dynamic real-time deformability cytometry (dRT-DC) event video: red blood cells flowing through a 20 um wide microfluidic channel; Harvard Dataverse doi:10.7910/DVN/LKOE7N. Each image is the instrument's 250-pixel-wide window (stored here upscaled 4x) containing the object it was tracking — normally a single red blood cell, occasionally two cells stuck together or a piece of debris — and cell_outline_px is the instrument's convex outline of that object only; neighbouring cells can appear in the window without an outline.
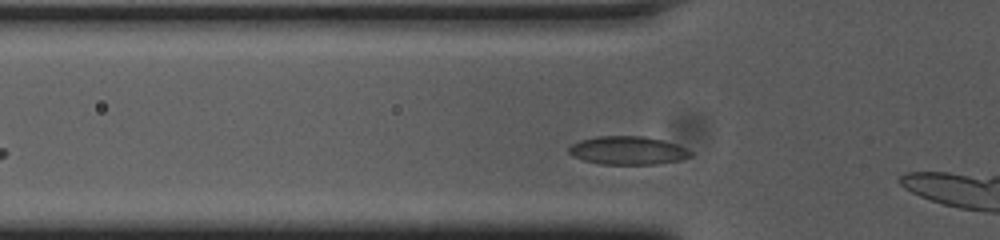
{"species": "common noctule bat (a hibernating species)", "species_latin": "Nyctalus noctula", "temperature_condition": "cold", "stored_images_in_passage": 9, "camera_frame_rate_fps": 3000, "um_per_image_px": 0.085, "animal": {"sex": "female", "body_mass_g": 23.0, "forearm_length_mm": 53.4}, "frame": {"image": 1, "passage_image": 3, "time_ms": 0.667, "image_size_px": [1000, 240], "cell_outline_px": [[692, 156], [680, 160], [656, 164], [600, 164], [584, 160], [572, 156], [568, 152], [568, 148], [572, 144], [580, 140], [596, 136], [644, 136], [664, 140], [676, 144], [692, 152]], "centroid_in_image_um": [53.35, 12.78], "position_along_channel_um": 72.5, "area_um2": 20.11}}
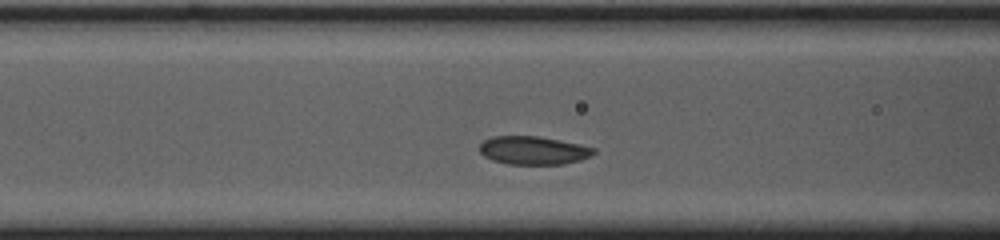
{"frame": {"image": 2, "passage_image": 7, "time_ms": 2.0, "image_size_px": [1000, 240], "cell_outline_px": [[596, 152], [592, 156], [580, 160], [564, 164], [508, 164], [492, 160], [484, 156], [480, 152], [480, 144], [484, 140], [492, 136], [536, 136], [580, 144], [596, 148]], "centroid_in_image_um": [45.35, 12.78], "position_along_channel_um": 121.3, "area_um2": 18.84}}